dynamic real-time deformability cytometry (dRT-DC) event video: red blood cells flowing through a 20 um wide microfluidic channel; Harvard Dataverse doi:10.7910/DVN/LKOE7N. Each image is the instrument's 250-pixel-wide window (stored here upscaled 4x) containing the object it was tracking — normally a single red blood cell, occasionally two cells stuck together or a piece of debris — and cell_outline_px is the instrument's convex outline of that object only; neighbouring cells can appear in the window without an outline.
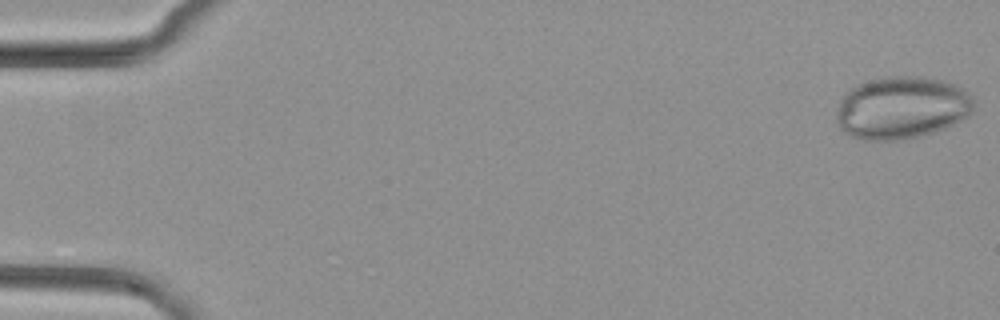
{"species": "common noctule bat (a hibernating species)", "species_latin": "Nyctalus noctula", "temperature_condition": "cold", "stored_images_in_passage": 5, "camera_frame_rate_fps": 3000, "um_per_image_px": 0.085, "animal": {"sex": "female", "body_mass_g": 29.2, "forearm_length_mm": 56.3}, "frame": {"image": 1, "passage_image": 1, "time_ms": 0.0, "image_size_px": [1000, 320], "cell_outline_px": [[976, 100], [972, 112], [968, 116], [944, 128], [920, 136], [896, 140], [864, 140], [852, 136], [844, 132], [840, 128], [836, 120], [836, 112], [840, 100], [856, 84], [888, 76], [920, 76], [944, 80], [968, 92]], "centroid_in_image_um": [76.65, 9.15], "position_along_channel_um": 8.3, "area_um2": 50.0}}